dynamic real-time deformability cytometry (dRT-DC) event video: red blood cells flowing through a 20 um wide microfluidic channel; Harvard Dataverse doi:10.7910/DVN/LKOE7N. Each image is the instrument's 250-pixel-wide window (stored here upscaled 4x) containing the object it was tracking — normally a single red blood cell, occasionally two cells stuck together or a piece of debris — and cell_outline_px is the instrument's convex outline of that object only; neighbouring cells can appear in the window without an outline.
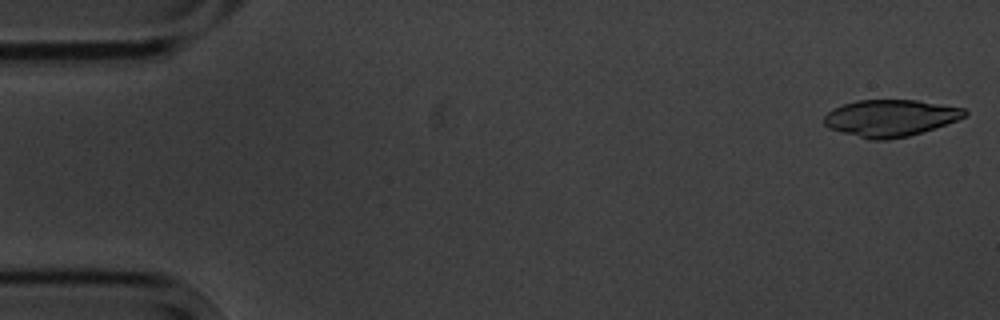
{"species": "common noctule bat (a hibernating species)", "species_latin": "Nyctalus noctula", "temperature_condition": "cold", "stored_images_in_passage": 5, "camera_frame_rate_fps": 3000, "um_per_image_px": 0.085, "animal": {"sex": "male", "body_mass_g": 20.1, "forearm_length_mm": 53.5}, "frame": {"image": 1, "passage_image": 1, "time_ms": 0.0, "image_size_px": [1000, 320], "cell_outline_px": [[968, 112], [964, 116], [956, 120], [908, 136], [888, 140], [868, 140], [828, 128], [824, 124], [824, 116], [832, 108], [856, 100], [916, 100], [964, 108]], "centroid_in_image_um": [75.62, 10.03], "position_along_channel_um": 9.4, "area_um2": 29.94}}